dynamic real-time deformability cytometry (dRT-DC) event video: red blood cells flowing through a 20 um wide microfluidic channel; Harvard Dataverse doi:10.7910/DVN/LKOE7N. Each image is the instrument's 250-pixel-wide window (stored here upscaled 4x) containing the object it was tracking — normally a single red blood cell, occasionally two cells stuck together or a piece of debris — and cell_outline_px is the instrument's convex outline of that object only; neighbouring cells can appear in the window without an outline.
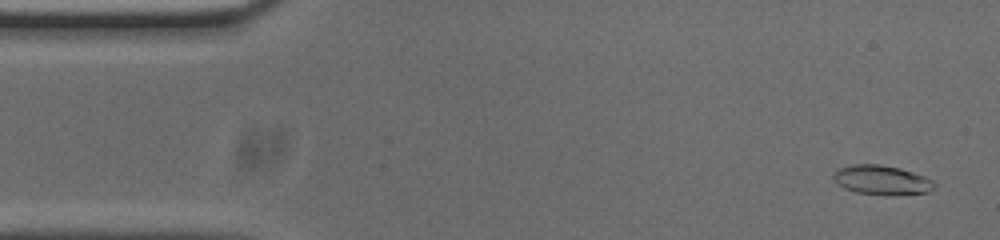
{"species": "common noctule bat (a hibernating species)", "species_latin": "Nyctalus noctula", "temperature_condition": "cold", "stored_images_in_passage": 52, "camera_frame_rate_fps": 3000, "um_per_image_px": 0.085, "animal": {"sex": "male", "body_mass_g": 20.0, "forearm_length_mm": 53.3}, "frame": {"image": 1, "passage_image": 2, "time_ms": 0.333, "image_size_px": [1000, 240], "cell_outline_px": [[936, 188], [928, 192], [856, 192], [844, 188], [832, 176], [840, 168], [856, 164], [880, 164], [900, 168], [924, 176], [932, 180], [936, 184]], "centroid_in_image_um": [74.97, 15.24], "position_along_channel_um": 10.0, "area_um2": 16.18}}
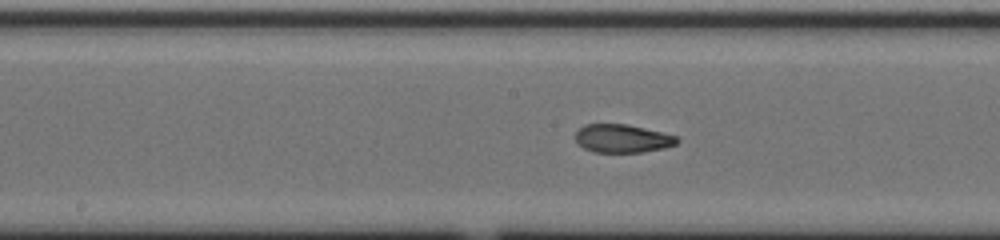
{"frame": {"image": 2, "passage_image": 25, "time_ms": 8.0, "image_size_px": [1000, 240], "cell_outline_px": [[680, 140], [676, 144], [664, 148], [644, 152], [592, 152], [584, 148], [576, 140], [576, 132], [584, 124], [628, 124], [676, 136]], "centroid_in_image_um": [52.9, 11.77], "position_along_channel_um": 195.3, "area_um2": 16.65}}
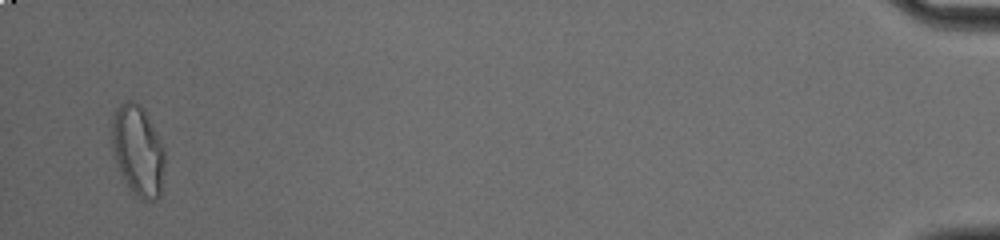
{"frame": {"image": 3, "passage_image": 51, "time_ms": 16.667, "image_size_px": [1000, 240], "cell_outline_px": [[164, 164], [160, 196], [156, 200], [140, 200], [128, 188], [120, 172], [112, 152], [112, 120], [116, 108], [124, 100], [132, 100], [140, 104], [144, 108], [164, 148]], "centroid_in_image_um": [11.71, 12.8], "position_along_channel_um": 423.5, "area_um2": 28.09}, "authors_computed_cell_mechanics": {"area_um2": 17.3111, "velocity_mm_per_s": 3.7603, "shape_relaxation_time_tau1_ms": 5.3524, "shape_relaxation_time_tau2_ms": 1.4285, "deformation_change_tau1": 0.1967, "deformation_change_tau2": 0.0666}}